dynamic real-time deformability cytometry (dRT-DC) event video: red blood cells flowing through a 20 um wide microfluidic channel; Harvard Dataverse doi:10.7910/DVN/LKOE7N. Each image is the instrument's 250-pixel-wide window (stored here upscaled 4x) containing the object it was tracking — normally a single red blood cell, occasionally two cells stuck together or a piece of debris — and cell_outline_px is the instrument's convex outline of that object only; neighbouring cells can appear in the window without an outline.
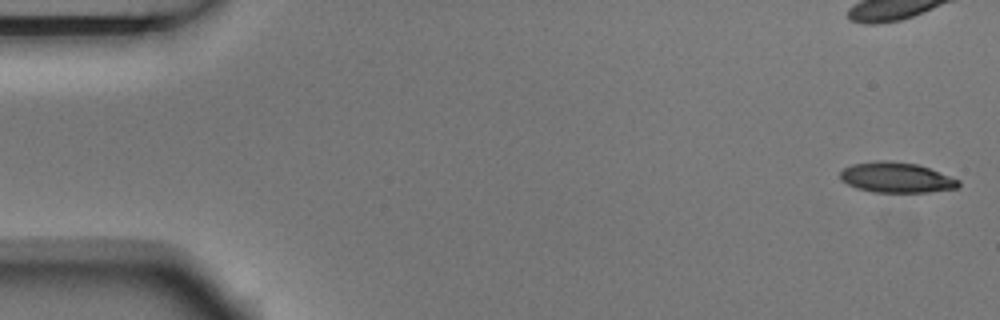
{"species": "Egyptian fruit bat (a non-hibernating species)", "species_latin": "Rousettus aegyptiacus", "temperature_condition": "room temperature", "stored_images_in_passage": 4, "camera_frame_rate_fps": 3000, "um_per_image_px": 0.085, "animal": {"sex": "male"}, "frame": {"image": 1, "passage_image": 1, "time_ms": 0.0, "image_size_px": [1000, 320], "cell_outline_px": [[960, 188], [928, 192], [872, 192], [856, 188], [840, 180], [840, 172], [844, 168], [852, 164], [876, 160], [888, 160], [916, 164], [928, 168], [960, 180]], "centroid_in_image_um": [76.18, 15.09], "position_along_channel_um": 8.8, "area_um2": 20.98}}